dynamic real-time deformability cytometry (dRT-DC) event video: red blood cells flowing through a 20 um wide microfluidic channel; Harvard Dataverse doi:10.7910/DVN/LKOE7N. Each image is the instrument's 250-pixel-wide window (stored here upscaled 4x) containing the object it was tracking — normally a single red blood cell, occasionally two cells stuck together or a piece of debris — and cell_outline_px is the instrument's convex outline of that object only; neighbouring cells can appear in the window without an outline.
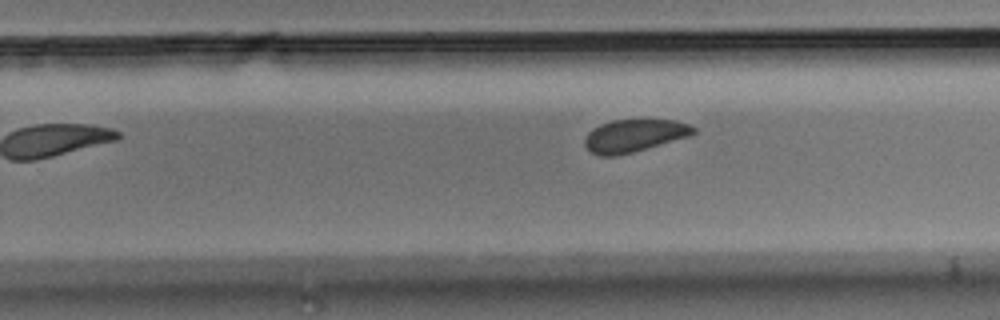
{"species": "Egyptian fruit bat (a non-hibernating species)", "species_latin": "Rousettus aegyptiacus", "temperature_condition": "room temperature", "stored_images_in_passage": 8, "camera_frame_rate_fps": 3000, "um_per_image_px": 0.085, "animal": {"sex": "male"}, "frame": {"image": 1, "passage_image": 8, "time_ms": 9.333, "image_size_px": [1000, 320], "cell_outline_px": [[696, 132], [692, 136], [632, 152], [616, 156], [600, 156], [592, 152], [584, 144], [584, 140], [588, 132], [592, 128], [600, 124], [612, 120], [676, 120], [688, 124], [696, 128]], "centroid_in_image_um": [53.93, 11.52], "position_along_channel_um": 275.9, "area_um2": 20.69}}